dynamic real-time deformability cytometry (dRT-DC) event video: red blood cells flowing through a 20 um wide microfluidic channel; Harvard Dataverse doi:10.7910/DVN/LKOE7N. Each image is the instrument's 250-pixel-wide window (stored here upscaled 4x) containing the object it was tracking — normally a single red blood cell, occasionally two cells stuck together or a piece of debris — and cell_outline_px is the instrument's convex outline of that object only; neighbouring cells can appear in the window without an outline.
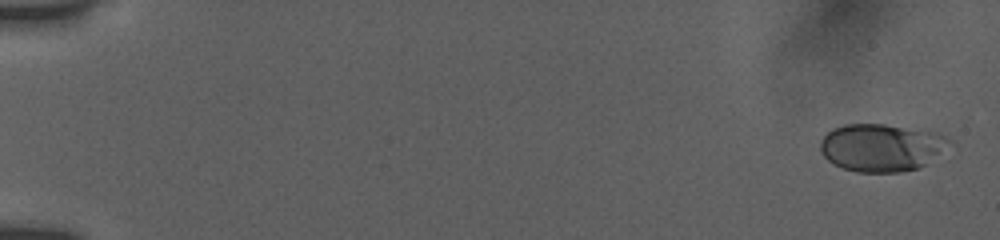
{"species": "human", "species_latin": "Homo sapiens", "temperature_condition": "room temperature", "stored_images_in_passage": 14, "camera_frame_rate_fps": 3000, "um_per_image_px": 0.085, "donor": {"sex": "female"}, "frame": {"image": 1, "passage_image": 1, "time_ms": 0.0, "image_size_px": [1000, 240], "cell_outline_px": [[952, 140], [920, 168], [900, 172], [856, 172], [832, 164], [824, 156], [820, 148], [820, 140], [832, 128], [844, 124], [884, 124], [936, 132]], "centroid_in_image_um": [74.85, 12.53], "position_along_channel_um": 10.2, "area_um2": 35.43}}
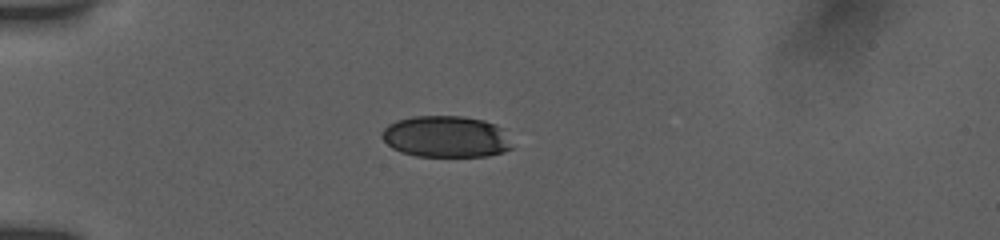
{"frame": {"image": 2, "passage_image": 10, "time_ms": 4.667, "image_size_px": [1000, 240], "cell_outline_px": [[512, 148], [504, 152], [488, 156], [416, 156], [400, 152], [392, 148], [380, 136], [380, 132], [388, 124], [396, 120], [412, 116], [464, 116], [484, 120], [496, 124], [504, 128]], "centroid_in_image_um": [37.9, 11.61], "position_along_channel_um": 47.1, "area_um2": 31.85}}
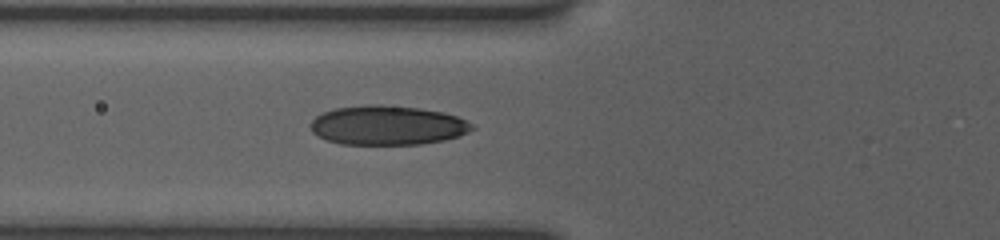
{"frame": {"image": 3, "passage_image": 14, "time_ms": 6.667, "image_size_px": [1000, 240], "cell_outline_px": [[476, 128], [460, 136], [444, 140], [420, 144], [340, 144], [328, 140], [312, 132], [308, 124], [316, 116], [324, 112], [336, 108], [372, 104], [380, 104], [420, 108], [444, 112], [456, 116], [472, 124]], "centroid_in_image_um": [32.94, 10.65], "position_along_channel_um": 92.9, "area_um2": 37.05}}